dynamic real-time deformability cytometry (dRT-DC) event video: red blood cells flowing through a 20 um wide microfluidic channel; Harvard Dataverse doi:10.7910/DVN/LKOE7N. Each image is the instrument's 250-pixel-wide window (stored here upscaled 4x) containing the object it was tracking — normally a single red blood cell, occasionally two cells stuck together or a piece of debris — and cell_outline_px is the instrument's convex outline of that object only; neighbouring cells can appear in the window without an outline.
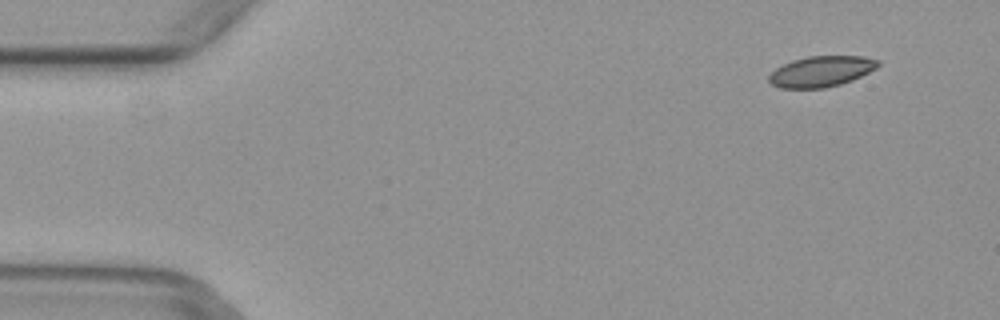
{"species": "common noctule bat (a hibernating species)", "species_latin": "Nyctalus noctula", "temperature_condition": "warm", "stored_images_in_passage": 6, "camera_frame_rate_fps": 3000, "um_per_image_px": 0.085, "animal": {"sex": "female", "body_mass_g": 29.2, "forearm_length_mm": 56.3}, "frame": {"image": 1, "passage_image": 2, "time_ms": 0.333, "image_size_px": [1000, 320], "cell_outline_px": [[880, 64], [876, 68], [852, 80], [840, 84], [824, 88], [780, 88], [772, 84], [768, 80], [768, 76], [776, 68], [792, 60], [808, 56], [864, 56], [880, 60]], "centroid_in_image_um": [69.81, 6.06], "position_along_channel_um": 15.2, "area_um2": 19.48}}